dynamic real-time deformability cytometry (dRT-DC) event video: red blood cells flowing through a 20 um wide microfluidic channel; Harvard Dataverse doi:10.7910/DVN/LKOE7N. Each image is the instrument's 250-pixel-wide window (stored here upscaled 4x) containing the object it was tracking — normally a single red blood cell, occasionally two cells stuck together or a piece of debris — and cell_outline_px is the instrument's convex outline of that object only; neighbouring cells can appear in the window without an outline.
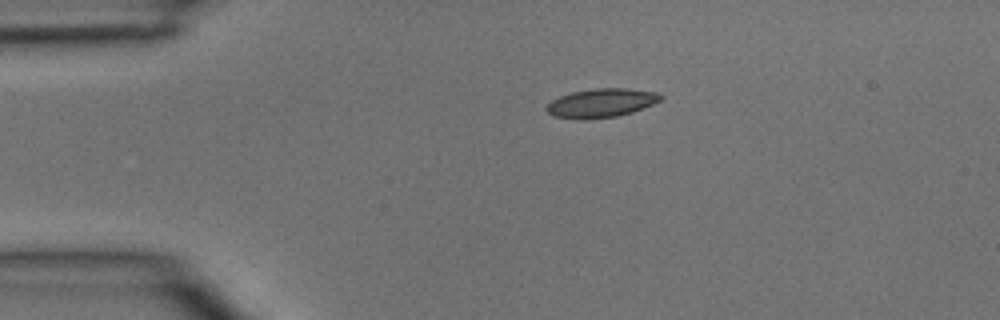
{"species": "common noctule bat (a hibernating species)", "species_latin": "Nyctalus noctula", "temperature_condition": "room temperature", "stored_images_in_passage": 2, "camera_frame_rate_fps": 3000, "um_per_image_px": 0.085, "animal": {"sex": "male", "body_mass_g": 15.6}, "frame": {"image": 1, "passage_image": 1, "time_ms": 0.0, "image_size_px": [1000, 320], "cell_outline_px": [[664, 96], [660, 100], [652, 104], [632, 112], [616, 116], [556, 116], [548, 112], [548, 104], [552, 100], [560, 96], [572, 92], [596, 88], [628, 88], [656, 92]], "centroid_in_image_um": [51.2, 8.68], "position_along_channel_um": 33.8, "area_um2": 18.03}}